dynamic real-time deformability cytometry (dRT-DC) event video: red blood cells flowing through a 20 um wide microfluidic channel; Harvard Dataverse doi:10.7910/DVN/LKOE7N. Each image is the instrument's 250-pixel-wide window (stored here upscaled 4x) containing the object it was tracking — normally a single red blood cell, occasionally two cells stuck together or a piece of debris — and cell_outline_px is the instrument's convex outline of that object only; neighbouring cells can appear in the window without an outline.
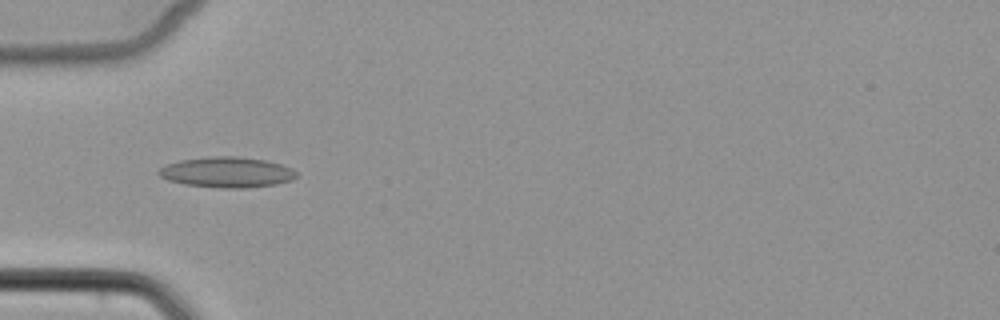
{"species": "common noctule bat (a hibernating species)", "species_latin": "Nyctalus noctula", "temperature_condition": "cold", "stored_images_in_passage": 4, "camera_frame_rate_fps": 3000, "um_per_image_px": 0.085, "animal": {"sex": "female", "body_mass_g": 22.7, "forearm_length_mm": 54.2}, "frame": {"image": 1, "passage_image": 2, "time_ms": 1.333, "image_size_px": [1000, 320], "cell_outline_px": [[296, 176], [292, 180], [276, 184], [244, 188], [220, 188], [184, 184], [168, 180], [160, 176], [156, 172], [160, 168], [168, 164], [180, 160], [208, 156], [236, 156], [264, 160], [280, 164], [292, 168], [296, 172]], "centroid_in_image_um": [19.27, 14.64], "position_along_channel_um": 65.7, "area_um2": 24.45}}
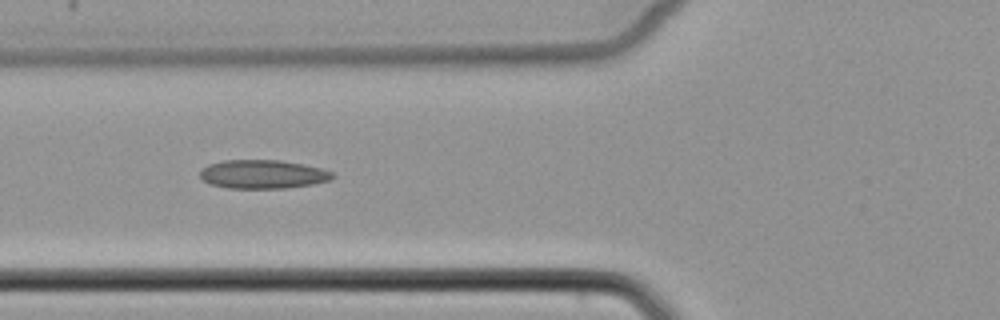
{"frame": {"image": 2, "passage_image": 3, "time_ms": 2.333, "image_size_px": [1000, 320], "cell_outline_px": [[336, 176], [328, 180], [312, 184], [284, 188], [228, 188], [212, 184], [204, 180], [200, 176], [200, 172], [208, 164], [224, 160], [280, 160], [304, 164], [320, 168], [332, 172]], "centroid_in_image_um": [22.35, 14.8], "position_along_channel_um": 103.5, "area_um2": 21.96}}
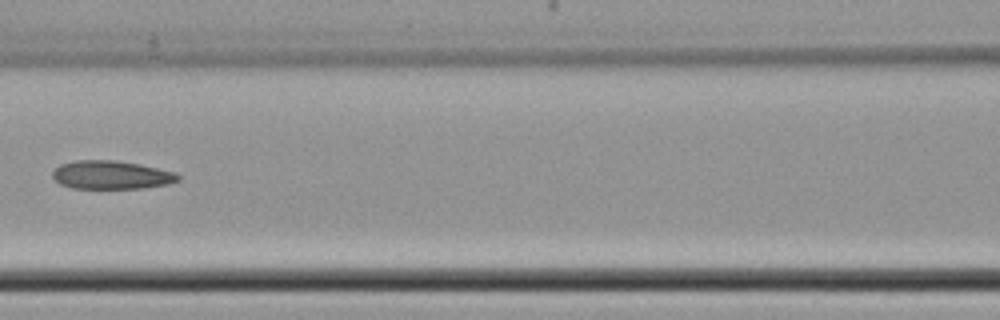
{"frame": {"image": 3, "passage_image": 4, "time_ms": 3.667, "image_size_px": [1000, 320], "cell_outline_px": [[180, 180], [168, 184], [144, 188], [72, 188], [60, 184], [52, 176], [52, 172], [60, 164], [76, 160], [116, 160], [140, 164], [176, 172], [180, 176]], "centroid_in_image_um": [9.48, 14.86], "position_along_channel_um": 157.1, "area_um2": 20.87}}